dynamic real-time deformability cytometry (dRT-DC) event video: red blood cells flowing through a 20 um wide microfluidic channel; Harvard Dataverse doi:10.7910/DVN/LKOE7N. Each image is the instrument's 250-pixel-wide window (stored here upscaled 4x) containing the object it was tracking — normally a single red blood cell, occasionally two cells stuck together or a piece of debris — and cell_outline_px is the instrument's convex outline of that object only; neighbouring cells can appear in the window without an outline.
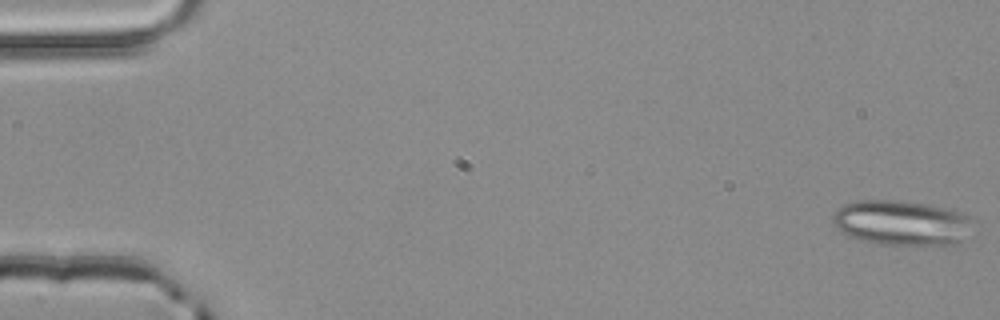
{"species": "common noctule bat (a hibernating species)", "species_latin": "Nyctalus noctula", "temperature_condition": "room temperature", "stored_images_in_passage": 4, "camera_frame_rate_fps": 3000, "um_per_image_px": 0.085, "animal": {"sex": "male", "body_mass_g": 20.4}, "frame": {"image": 1, "passage_image": 4, "time_ms": 1.0, "image_size_px": [1000, 320], "cell_outline_px": [[968, 220], [960, 240], [952, 244], [880, 244], [856, 240], [840, 232], [836, 228], [832, 220], [832, 216], [836, 208], [844, 204], [860, 200], [896, 200], [928, 204], [952, 208], [968, 216]], "centroid_in_image_um": [76.47, 18.91], "position_along_channel_um": 8.5, "area_um2": 36.24}}